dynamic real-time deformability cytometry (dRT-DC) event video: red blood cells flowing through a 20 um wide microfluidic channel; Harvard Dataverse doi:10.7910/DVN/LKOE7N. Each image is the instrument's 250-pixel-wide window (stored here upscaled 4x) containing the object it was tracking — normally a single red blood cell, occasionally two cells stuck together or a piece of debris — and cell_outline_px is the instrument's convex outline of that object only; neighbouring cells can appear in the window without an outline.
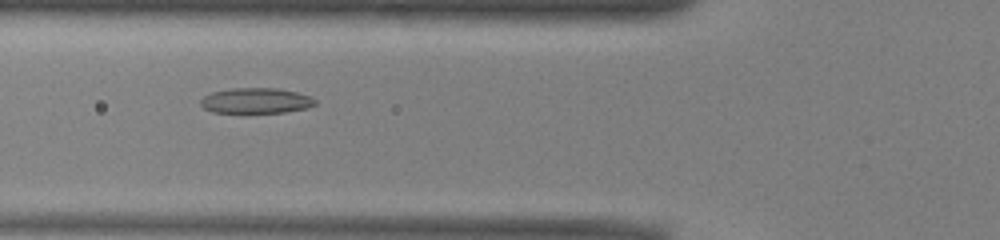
{"species": "common noctule bat (a hibernating species)", "species_latin": "Nyctalus noctula", "temperature_condition": "warm", "stored_images_in_passage": 33, "camera_frame_rate_fps": 3000, "um_per_image_px": 0.085, "animal": {"sex": "male", "body_mass_g": 13.0, "forearm_length_mm": 53.1}, "frame": {"image": 1, "passage_image": 3, "time_ms": 0.667, "image_size_px": [1000, 240], "cell_outline_px": [[316, 104], [308, 108], [284, 112], [212, 112], [204, 108], [200, 104], [200, 100], [204, 96], [212, 92], [232, 88], [276, 88], [296, 92], [308, 96], [316, 100]], "centroid_in_image_um": [21.75, 8.55], "position_along_channel_um": 104.1, "area_um2": 16.82}}
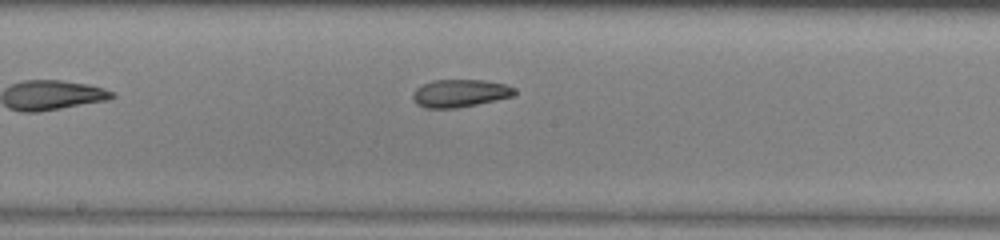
{"frame": {"image": 2, "passage_image": 11, "time_ms": 3.333, "image_size_px": [1000, 240], "cell_outline_px": [[516, 92], [512, 96], [496, 100], [456, 108], [424, 108], [416, 104], [412, 100], [412, 92], [416, 88], [432, 80], [484, 80], [508, 84], [516, 88]], "centroid_in_image_um": [39.08, 7.92], "position_along_channel_um": 209.1, "area_um2": 16.59}}
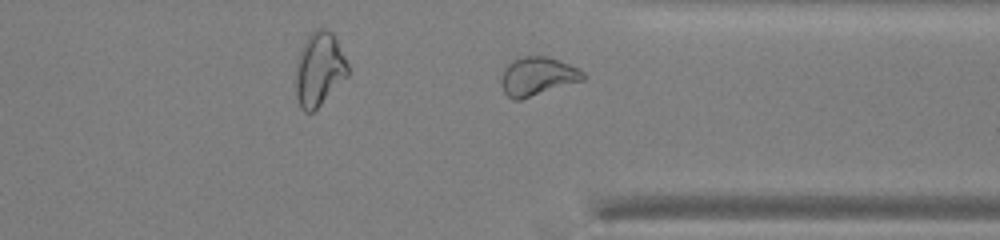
{"frame": {"image": 3, "passage_image": 23, "time_ms": 7.333, "image_size_px": [1000, 240], "cell_outline_px": [[588, 76], [584, 80], [520, 100], [512, 100], [504, 92], [500, 84], [500, 80], [504, 68], [512, 60], [524, 56], [548, 56], [560, 60], [584, 72]], "centroid_in_image_um": [45.68, 6.49], "position_along_channel_um": 365.7, "area_um2": 18.55}}